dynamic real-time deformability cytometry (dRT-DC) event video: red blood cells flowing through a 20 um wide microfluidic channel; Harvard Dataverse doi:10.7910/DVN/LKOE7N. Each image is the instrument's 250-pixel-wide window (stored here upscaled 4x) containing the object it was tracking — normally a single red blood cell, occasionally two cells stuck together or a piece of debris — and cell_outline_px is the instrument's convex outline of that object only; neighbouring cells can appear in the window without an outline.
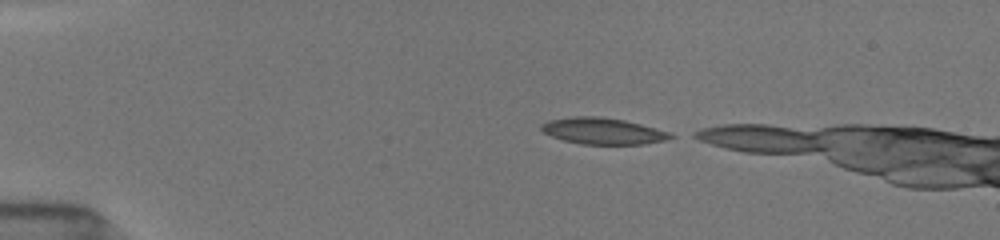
{"species": "common noctule bat (a hibernating species)", "species_latin": "Nyctalus noctula", "temperature_condition": "room temperature", "stored_images_in_passage": 6, "camera_frame_rate_fps": 3000, "um_per_image_px": 0.085, "animal": {"sex": "female", "body_mass_g": 19.5, "forearm_length_mm": 54.1}, "frame": {"image": 1, "passage_image": 1, "time_ms": 0.0, "image_size_px": [1000, 240], "cell_outline_px": [[676, 136], [664, 140], [640, 144], [584, 144], [564, 140], [552, 136], [544, 132], [540, 128], [540, 124], [548, 120], [572, 116], [600, 116], [624, 120], [640, 124], [668, 132]], "centroid_in_image_um": [51.19, 11.12], "position_along_channel_um": 33.8, "area_um2": 19.65}}
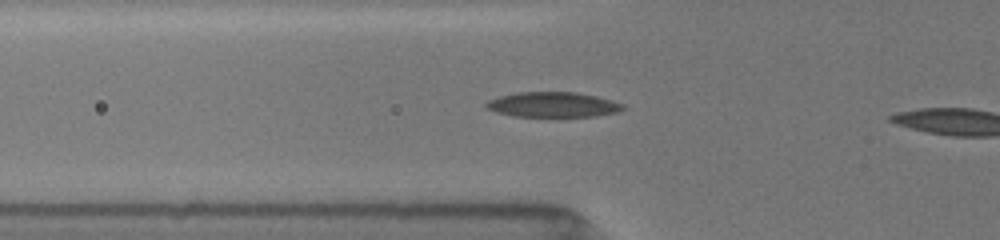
{"frame": {"image": 2, "passage_image": 5, "time_ms": 2.667, "image_size_px": [1000, 240], "cell_outline_px": [[624, 108], [616, 112], [596, 116], [516, 116], [496, 112], [488, 108], [484, 104], [488, 100], [500, 96], [516, 92], [576, 92], [596, 96], [624, 104]], "centroid_in_image_um": [46.98, 8.88], "position_along_channel_um": 78.8, "area_um2": 19.77}}